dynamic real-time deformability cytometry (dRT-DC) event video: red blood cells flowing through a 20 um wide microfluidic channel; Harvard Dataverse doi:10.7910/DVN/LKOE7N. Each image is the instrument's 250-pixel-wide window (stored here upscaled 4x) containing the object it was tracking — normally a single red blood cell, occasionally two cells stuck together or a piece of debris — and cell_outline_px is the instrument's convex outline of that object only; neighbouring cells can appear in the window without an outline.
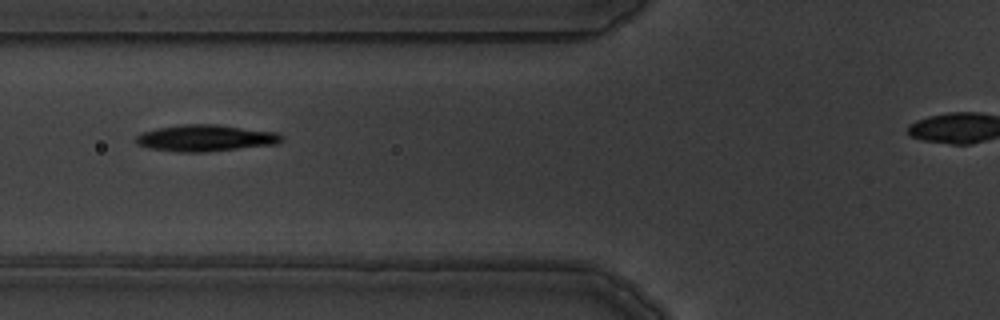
{"species": "common noctule bat (a hibernating species)", "species_latin": "Nyctalus noctula", "temperature_condition": "warm", "stored_images_in_passage": 6, "camera_frame_rate_fps": 3000, "um_per_image_px": 0.085, "animal": {"sex": "male", "body_mass_g": 19.5, "forearm_length_mm": 54.6}, "frame": {"image": 1, "passage_image": 3, "time_ms": 2.333, "image_size_px": [1000, 320], "cell_outline_px": [[284, 140], [276, 144], [208, 152], [176, 152], [148, 148], [136, 144], [136, 136], [140, 132], [156, 128], [180, 124], [216, 124], [280, 132], [284, 136]], "centroid_in_image_um": [17.48, 11.73], "position_along_channel_um": 108.3, "area_um2": 23.0}}
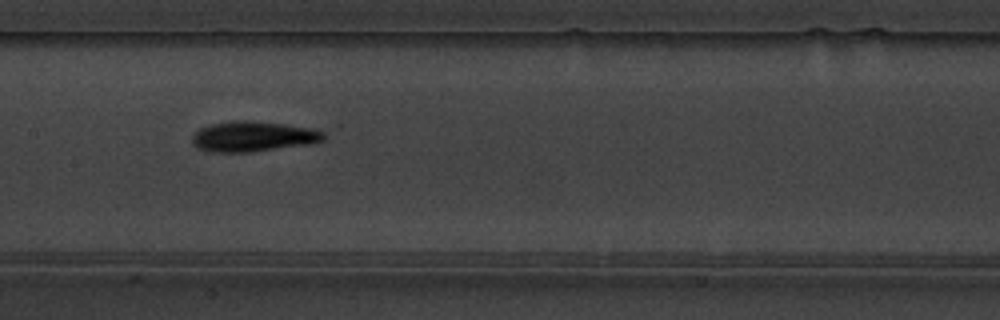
{"frame": {"image": 2, "passage_image": 5, "time_ms": 4.333, "image_size_px": [1000, 320], "cell_outline_px": [[324, 140], [316, 144], [248, 152], [212, 152], [196, 148], [192, 144], [192, 136], [200, 128], [212, 124], [232, 120], [248, 120], [284, 124], [316, 128], [324, 132]], "centroid_in_image_um": [21.56, 11.6], "position_along_channel_um": 185.8, "area_um2": 23.58}}
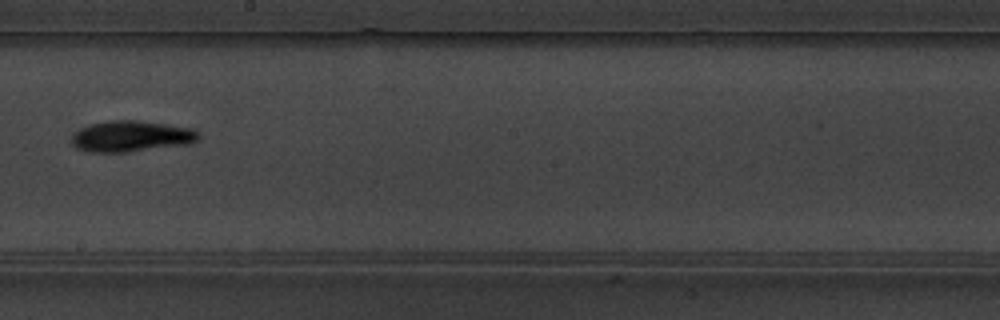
{"frame": {"image": 3, "passage_image": 6, "time_ms": 5.667, "image_size_px": [1000, 320], "cell_outline_px": [[200, 140], [192, 144], [128, 152], [88, 152], [76, 148], [72, 144], [72, 136], [80, 128], [92, 124], [108, 120], [136, 120], [192, 128], [200, 132]], "centroid_in_image_um": [11.21, 11.59], "position_along_channel_um": 237.0, "area_um2": 23.18}}